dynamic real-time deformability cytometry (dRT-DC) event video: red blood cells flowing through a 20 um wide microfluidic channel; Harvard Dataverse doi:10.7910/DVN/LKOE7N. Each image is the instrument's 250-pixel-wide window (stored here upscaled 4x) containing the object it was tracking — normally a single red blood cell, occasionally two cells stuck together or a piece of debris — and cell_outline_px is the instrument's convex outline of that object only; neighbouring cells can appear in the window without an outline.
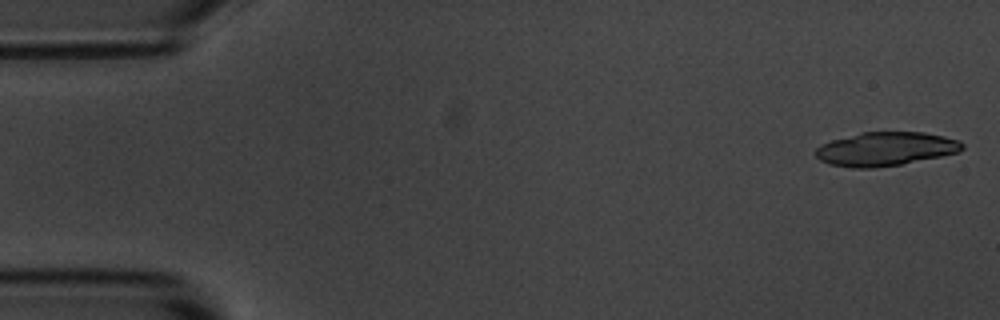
{"species": "common noctule bat (a hibernating species)", "species_latin": "Nyctalus noctula", "temperature_condition": "room temperature", "stored_images_in_passage": 6, "camera_frame_rate_fps": 3000, "um_per_image_px": 0.085, "animal": {"sex": "male", "body_mass_g": 20.1, "forearm_length_mm": 53.5}, "frame": {"image": 1, "passage_image": 1, "time_ms": 0.0, "image_size_px": [1000, 320], "cell_outline_px": [[964, 148], [960, 152], [900, 164], [876, 168], [852, 168], [828, 164], [820, 160], [816, 156], [816, 148], [820, 144], [832, 140], [860, 132], [924, 132], [944, 136], [960, 140], [964, 144]], "centroid_in_image_um": [75.27, 12.66], "position_along_channel_um": 9.7, "area_um2": 28.96}}